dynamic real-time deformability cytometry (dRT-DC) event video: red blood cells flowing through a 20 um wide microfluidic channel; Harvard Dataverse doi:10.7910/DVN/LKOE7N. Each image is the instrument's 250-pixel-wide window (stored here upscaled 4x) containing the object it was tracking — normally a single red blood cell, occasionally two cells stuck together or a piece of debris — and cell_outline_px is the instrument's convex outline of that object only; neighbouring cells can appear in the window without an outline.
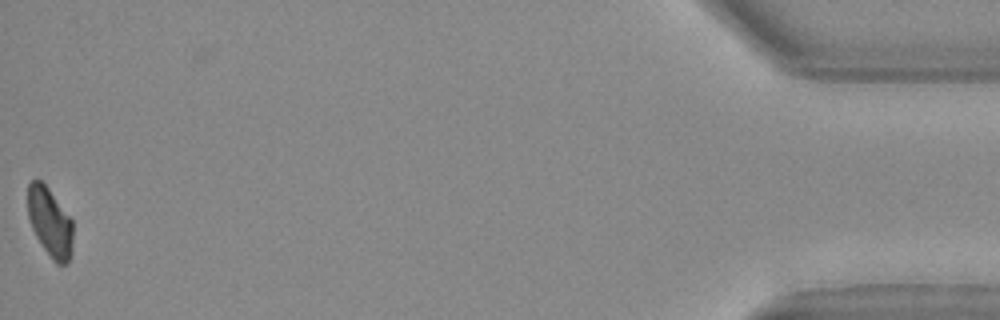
{"species": "Egyptian fruit bat (a non-hibernating species)", "species_latin": "Rousettus aegyptiacus", "temperature_condition": "warm", "stored_images_in_passage": 37, "camera_frame_rate_fps": 3000, "um_per_image_px": 0.085, "animal": {"sex": "female"}, "frame": {"image": 1, "passage_image": 37, "time_ms": 12.0, "image_size_px": [1000, 320], "cell_outline_px": [[72, 252], [68, 260], [64, 264], [56, 264], [52, 260], [36, 236], [32, 228], [28, 216], [28, 184], [32, 180], [40, 180], [48, 188], [72, 220]], "centroid_in_image_um": [4.24, 18.9], "position_along_channel_um": 431.0, "area_um2": 17.92}}